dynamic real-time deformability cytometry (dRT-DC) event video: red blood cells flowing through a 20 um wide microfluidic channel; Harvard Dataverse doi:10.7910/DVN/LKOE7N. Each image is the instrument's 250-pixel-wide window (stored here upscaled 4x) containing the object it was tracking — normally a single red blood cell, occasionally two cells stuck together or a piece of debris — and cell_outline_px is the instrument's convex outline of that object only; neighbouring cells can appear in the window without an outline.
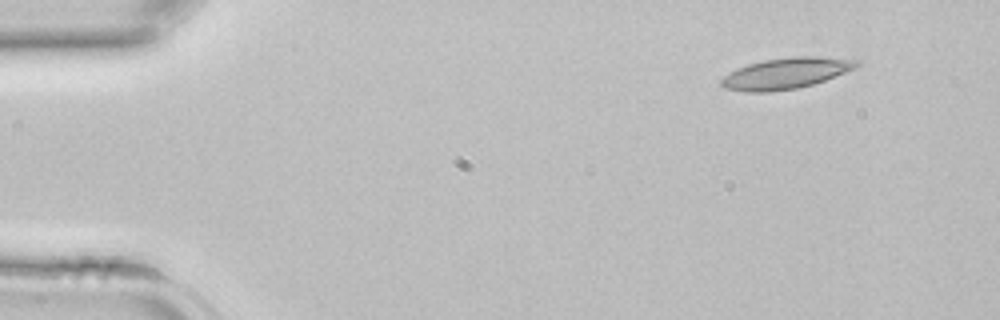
{"species": "common noctule bat (a hibernating species)", "species_latin": "Nyctalus noctula", "temperature_condition": "room temperature", "stored_images_in_passage": 39, "camera_frame_rate_fps": 3000, "um_per_image_px": 0.085, "animal": {"sex": "female", "body_mass_g": 22.7, "forearm_length_mm": 54.2}, "frame": {"image": 1, "passage_image": 1, "time_ms": 0.0, "image_size_px": [1000, 320], "cell_outline_px": [[860, 64], [856, 68], [824, 80], [812, 84], [796, 88], [772, 92], [744, 92], [724, 88], [720, 84], [720, 80], [724, 76], [736, 68], [748, 64], [764, 60], [792, 56], [816, 56], [860, 60]], "centroid_in_image_um": [66.78, 6.23], "position_along_channel_um": 18.2, "area_um2": 24.51}}
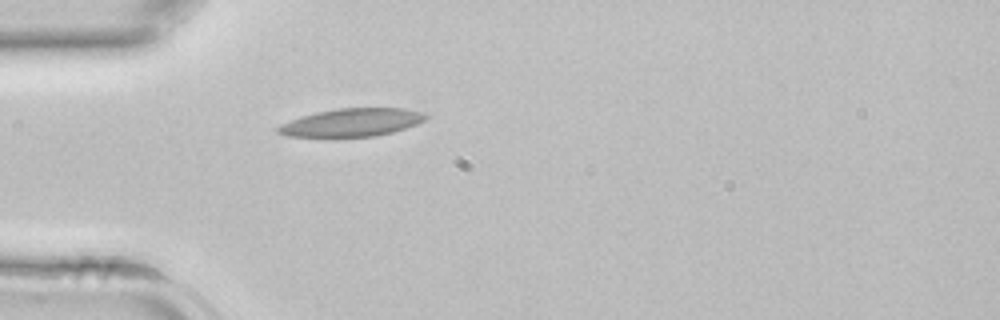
{"frame": {"image": 2, "passage_image": 9, "time_ms": 2.667, "image_size_px": [1000, 320], "cell_outline_px": [[428, 116], [424, 120], [416, 124], [392, 132], [376, 136], [332, 140], [288, 136], [276, 132], [276, 128], [280, 124], [316, 112], [336, 108], [404, 108], [424, 112]], "centroid_in_image_um": [29.84, 10.46], "position_along_channel_um": 55.2, "area_um2": 25.03}}
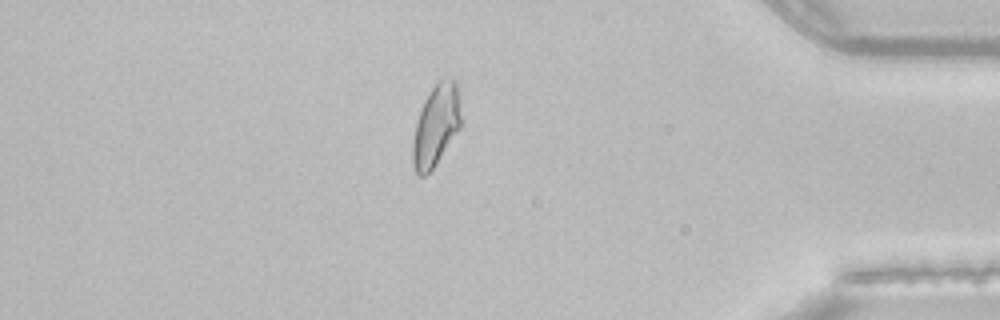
{"frame": {"image": 3, "passage_image": 33, "time_ms": 10.667, "image_size_px": [1000, 320], "cell_outline_px": [[460, 128], [436, 164], [424, 176], [420, 176], [416, 172], [412, 164], [412, 144], [416, 124], [424, 100], [432, 88], [440, 80], [456, 80], [460, 96]], "centroid_in_image_um": [37.06, 10.67], "position_along_channel_um": 398.1, "area_um2": 22.6}}